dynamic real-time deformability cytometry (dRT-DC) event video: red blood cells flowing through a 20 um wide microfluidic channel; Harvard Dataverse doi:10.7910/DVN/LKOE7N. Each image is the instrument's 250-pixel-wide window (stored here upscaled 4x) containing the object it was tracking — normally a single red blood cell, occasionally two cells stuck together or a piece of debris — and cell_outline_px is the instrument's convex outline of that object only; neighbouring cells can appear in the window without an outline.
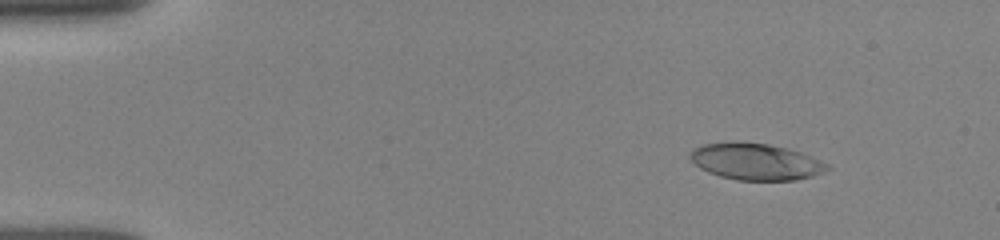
{"species": "human", "species_latin": "Homo sapiens", "temperature_condition": "room temperature", "stored_images_in_passage": 9, "camera_frame_rate_fps": 3000, "um_per_image_px": 0.085, "donor": {"sex": "female"}, "frame": {"image": 1, "passage_image": 3, "time_ms": 1.667, "image_size_px": [1000, 240], "cell_outline_px": [[832, 168], [812, 176], [796, 180], [736, 180], [720, 176], [708, 172], [700, 168], [688, 156], [696, 148], [704, 144], [740, 140], [768, 144], [788, 148], [800, 152], [828, 164]], "centroid_in_image_um": [64.24, 13.73], "position_along_channel_um": 20.8, "area_um2": 29.25}}
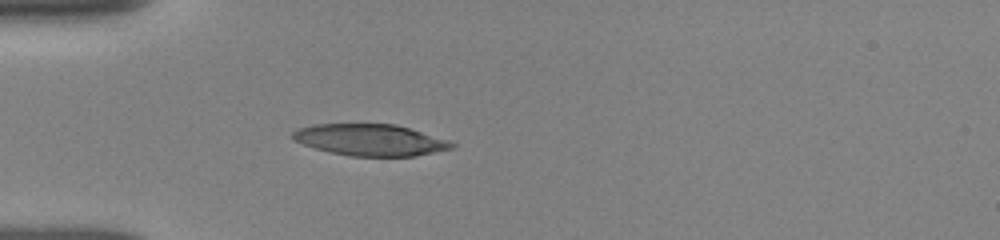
{"frame": {"image": 2, "passage_image": 7, "time_ms": 4.667, "image_size_px": [1000, 240], "cell_outline_px": [[456, 148], [416, 156], [352, 156], [332, 152], [316, 148], [292, 140], [288, 136], [296, 128], [312, 124], [396, 124], [448, 140], [456, 144]], "centroid_in_image_um": [31.45, 11.89], "position_along_channel_um": 53.5, "area_um2": 29.36}}
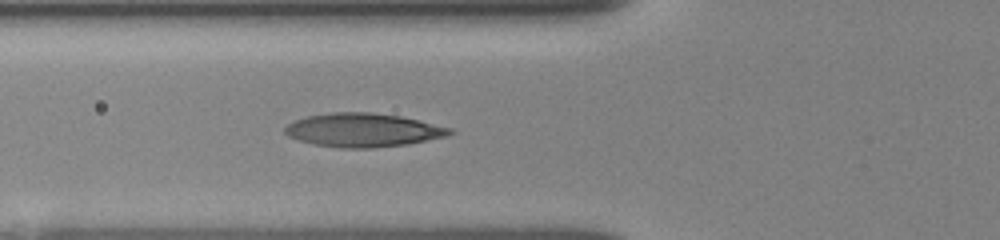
{"frame": {"image": 3, "passage_image": 9, "time_ms": 6.0, "image_size_px": [1000, 240], "cell_outline_px": [[456, 132], [448, 136], [408, 144], [372, 148], [340, 148], [316, 144], [300, 140], [288, 136], [284, 132], [284, 128], [288, 124], [296, 120], [308, 116], [332, 112], [372, 112], [400, 116], [452, 128]], "centroid_in_image_um": [30.9, 11.06], "position_along_channel_um": 94.9, "area_um2": 32.25}}